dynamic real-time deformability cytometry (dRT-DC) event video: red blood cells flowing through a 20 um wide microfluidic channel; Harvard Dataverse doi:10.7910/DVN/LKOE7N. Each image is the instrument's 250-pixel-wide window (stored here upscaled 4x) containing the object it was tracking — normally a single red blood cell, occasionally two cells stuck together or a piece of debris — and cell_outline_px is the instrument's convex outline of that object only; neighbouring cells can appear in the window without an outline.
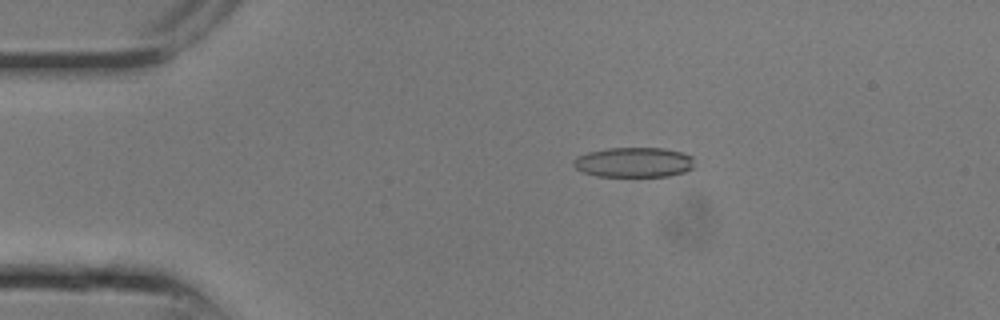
{"species": "common noctule bat (a hibernating species)", "species_latin": "Nyctalus noctula", "temperature_condition": "room temperature", "stored_images_in_passage": 8, "camera_frame_rate_fps": 3000, "um_per_image_px": 0.085, "animal": {"sex": "male", "body_mass_g": 13.3}, "frame": {"image": 1, "passage_image": 4, "time_ms": 1.0, "image_size_px": [1000, 320], "cell_outline_px": [[692, 168], [684, 172], [668, 176], [596, 176], [584, 172], [576, 168], [572, 164], [572, 160], [576, 156], [588, 152], [608, 148], [664, 148], [680, 152], [692, 156]], "centroid_in_image_um": [53.83, 13.79], "position_along_channel_um": 31.2, "area_um2": 21.04}}
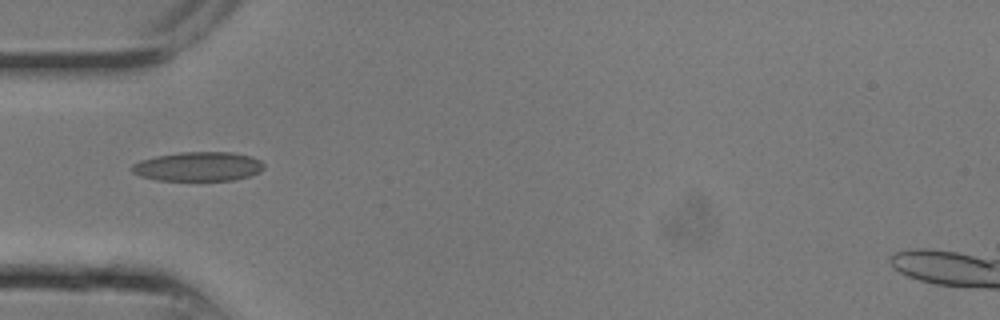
{"frame": {"image": 2, "passage_image": 7, "time_ms": 2.0, "image_size_px": [1000, 320], "cell_outline_px": [[264, 168], [260, 172], [248, 176], [232, 180], [156, 180], [140, 176], [132, 172], [128, 168], [132, 164], [140, 160], [156, 156], [180, 152], [232, 152], [252, 156], [260, 160], [264, 164]], "centroid_in_image_um": [16.82, 14.15], "position_along_channel_um": 68.2, "area_um2": 22.66}}